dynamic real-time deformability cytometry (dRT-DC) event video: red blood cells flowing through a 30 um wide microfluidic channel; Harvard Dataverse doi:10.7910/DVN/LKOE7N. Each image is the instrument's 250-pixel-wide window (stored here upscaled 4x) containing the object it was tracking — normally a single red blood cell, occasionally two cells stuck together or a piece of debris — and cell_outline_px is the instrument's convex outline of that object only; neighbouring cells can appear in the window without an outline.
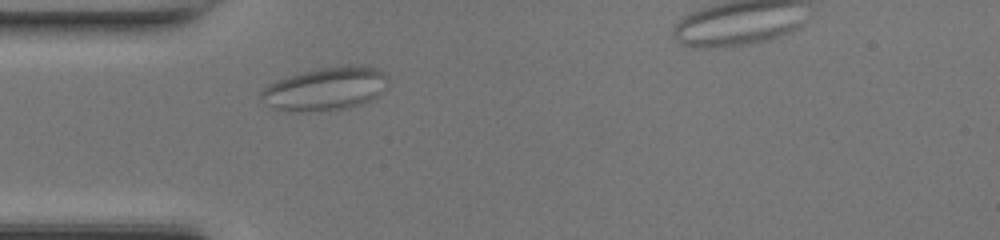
{"species": "common noctule bat (a hibernating species)", "species_latin": "Nyctalus noctula", "temperature_condition": "room temperature", "stored_images_in_passage": 32, "camera_frame_rate_fps": 3000, "um_per_image_px": 0.085, "animal": {"sex": "female", "body_mass_g": 17.0, "forearm_length_mm": 48.0}, "frame": {"image": 1, "passage_image": 1, "time_ms": 0.0, "image_size_px": [1000, 240], "cell_outline_px": [[388, 80], [368, 100], [360, 104], [340, 108], [300, 112], [288, 112], [272, 108], [260, 96], [260, 92], [268, 84], [284, 76], [316, 68], [340, 64], [368, 64], [376, 68]], "centroid_in_image_um": [27.55, 7.5], "position_along_channel_um": 57.5, "area_um2": 31.67}}
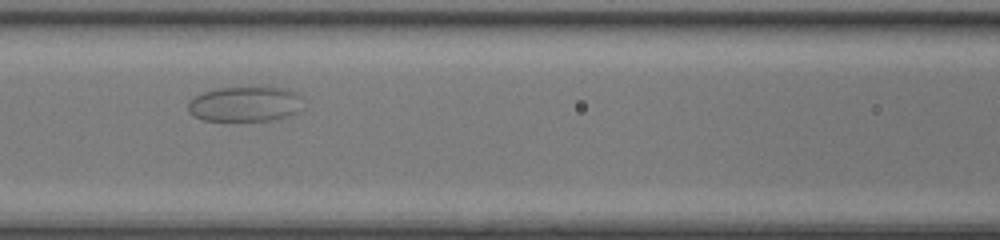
{"frame": {"image": 2, "passage_image": 8, "time_ms": 2.333, "image_size_px": [1000, 240], "cell_outline_px": [[300, 96], [296, 112], [288, 116], [272, 120], [204, 120], [188, 112], [188, 104], [196, 96], [204, 92], [216, 88], [288, 88], [296, 92]], "centroid_in_image_um": [20.8, 8.84], "position_along_channel_um": 145.8, "area_um2": 22.89}}
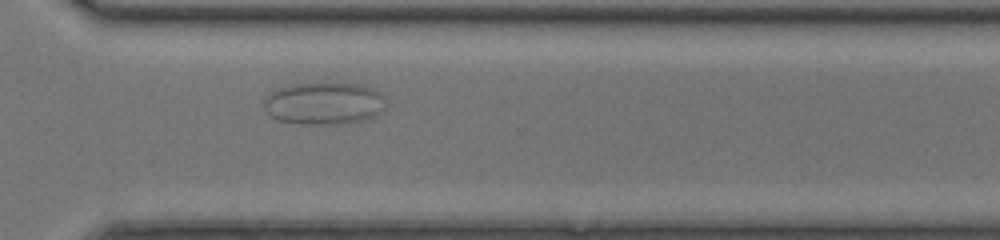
{"frame": {"image": 3, "passage_image": 23, "time_ms": 7.333, "image_size_px": [1000, 240], "cell_outline_px": [[384, 108], [372, 116], [360, 120], [328, 124], [304, 124], [280, 120], [272, 116], [264, 108], [264, 100], [272, 92], [280, 88], [292, 84], [332, 80], [356, 84], [368, 88], [376, 92]], "centroid_in_image_um": [27.44, 8.74], "position_along_channel_um": 343.2, "area_um2": 29.54}}